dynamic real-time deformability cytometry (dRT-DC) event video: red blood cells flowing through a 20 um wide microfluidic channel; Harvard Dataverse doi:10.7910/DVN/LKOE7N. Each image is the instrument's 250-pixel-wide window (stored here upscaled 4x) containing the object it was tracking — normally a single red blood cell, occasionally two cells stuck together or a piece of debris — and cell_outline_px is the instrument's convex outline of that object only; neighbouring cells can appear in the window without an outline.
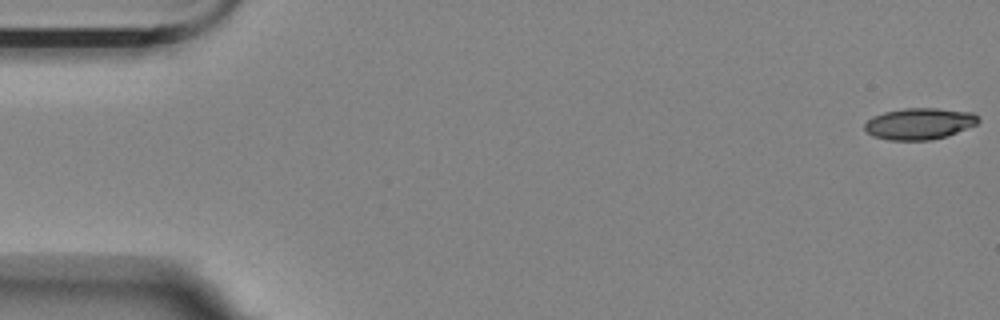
{"species": "Egyptian fruit bat (a non-hibernating species)", "species_latin": "Rousettus aegyptiacus", "temperature_condition": "room temperature", "stored_images_in_passage": 57, "camera_frame_rate_fps": 3000, "um_per_image_px": 0.085, "animal": {"sex": "female"}, "frame": {"image": 1, "passage_image": 1, "time_ms": 0.0, "image_size_px": [1000, 320], "cell_outline_px": [[980, 120], [976, 124], [948, 136], [932, 140], [888, 140], [872, 136], [864, 128], [864, 124], [872, 116], [884, 112], [904, 108], [936, 108], [972, 112], [980, 116]], "centroid_in_image_um": [78.15, 10.51], "position_along_channel_um": 6.8, "area_um2": 20.98}}
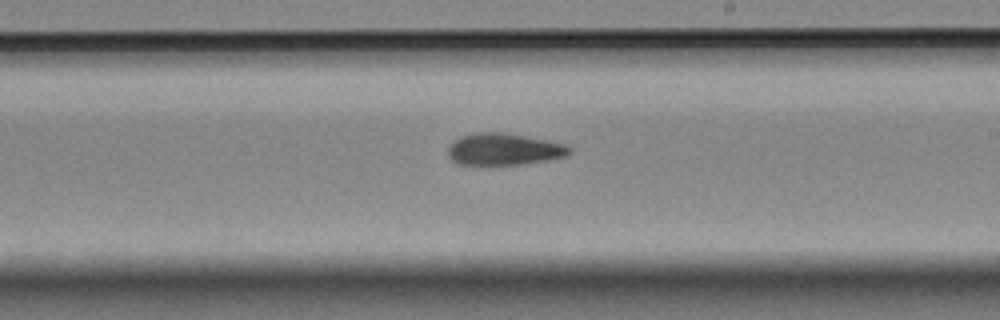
{"frame": {"image": 2, "passage_image": 33, "time_ms": 10.667, "image_size_px": [1000, 320], "cell_outline_px": [[572, 152], [564, 156], [548, 160], [524, 164], [456, 164], [448, 156], [448, 144], [460, 136], [476, 132], [504, 132], [548, 140], [568, 144], [572, 148]], "centroid_in_image_um": [42.84, 12.67], "position_along_channel_um": 246.2, "area_um2": 22.77}}
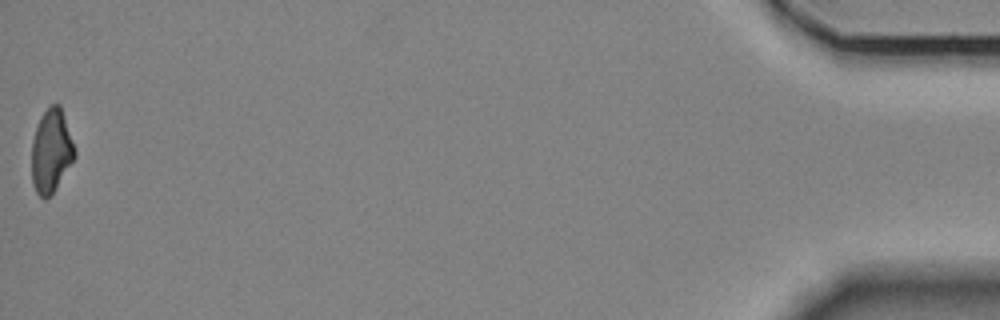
{"frame": {"image": 3, "passage_image": 57, "time_ms": 18.667, "image_size_px": [1000, 320], "cell_outline_px": [[76, 156], [52, 192], [44, 200], [36, 192], [32, 180], [32, 140], [40, 116], [52, 104], [60, 104], [76, 148]], "centroid_in_image_um": [4.36, 12.8], "position_along_channel_um": 430.8, "area_um2": 20.69}, "authors_computed_cell_mechanics": {"area_um2": 22.3686, "velocity_mm_per_s": 3.5124, "shape_relaxation_time_tau1_ms": 5.345, "shape_relaxation_time_tau2_ms": 7.5595, "deformation_change_tau1": 0.1514, "deformation_change_tau2": 0.1493}}